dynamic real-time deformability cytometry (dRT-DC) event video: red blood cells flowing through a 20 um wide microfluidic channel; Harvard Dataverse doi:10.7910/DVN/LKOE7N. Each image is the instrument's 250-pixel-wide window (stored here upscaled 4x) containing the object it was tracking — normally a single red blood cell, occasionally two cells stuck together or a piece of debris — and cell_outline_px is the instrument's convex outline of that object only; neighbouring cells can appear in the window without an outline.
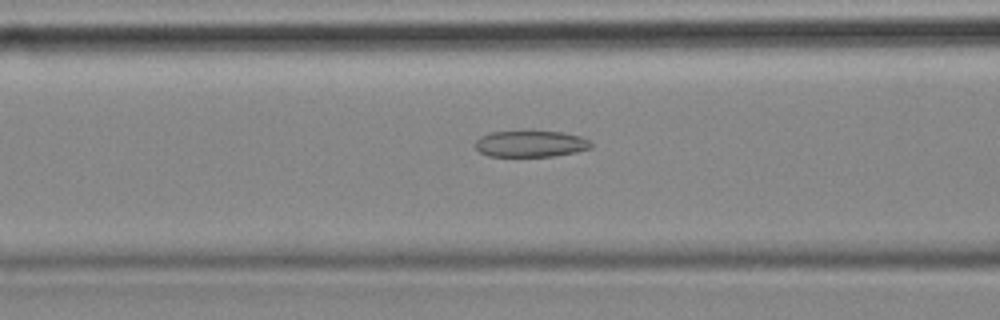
{"species": "common noctule bat (a hibernating species)", "species_latin": "Nyctalus noctula", "temperature_condition": "cold", "stored_images_in_passage": 56, "camera_frame_rate_fps": 3000, "um_per_image_px": 0.085, "animal": {"sex": "female", "body_mass_g": 18.4}, "frame": {"image": 1, "passage_image": 22, "time_ms": 7.0, "image_size_px": [1000, 320], "cell_outline_px": [[592, 148], [576, 152], [552, 156], [488, 156], [480, 152], [476, 148], [476, 140], [480, 136], [492, 132], [564, 132], [580, 136], [588, 140], [592, 144]], "centroid_in_image_um": [45.12, 12.23], "position_along_channel_um": 121.5, "area_um2": 17.57}}
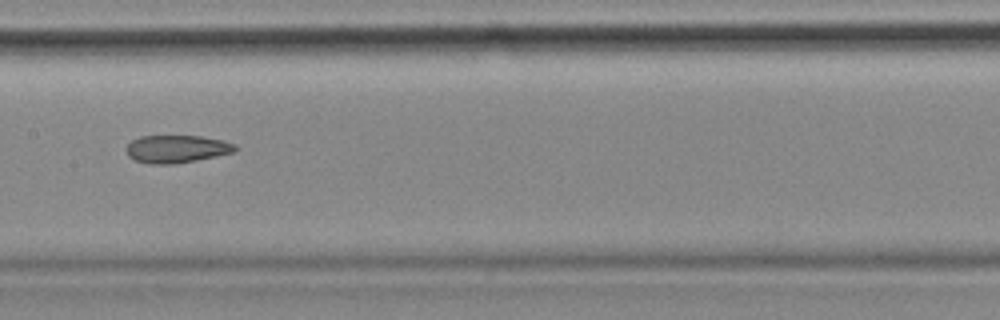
{"frame": {"image": 2, "passage_image": 28, "time_ms": 9.0, "image_size_px": [1000, 320], "cell_outline_px": [[236, 148], [232, 152], [216, 156], [196, 160], [172, 164], [152, 164], [136, 160], [128, 156], [124, 148], [132, 140], [140, 136], [200, 136], [224, 140], [236, 144]], "centroid_in_image_um": [14.99, 12.65], "position_along_channel_um": 192.4, "area_um2": 17.51}}
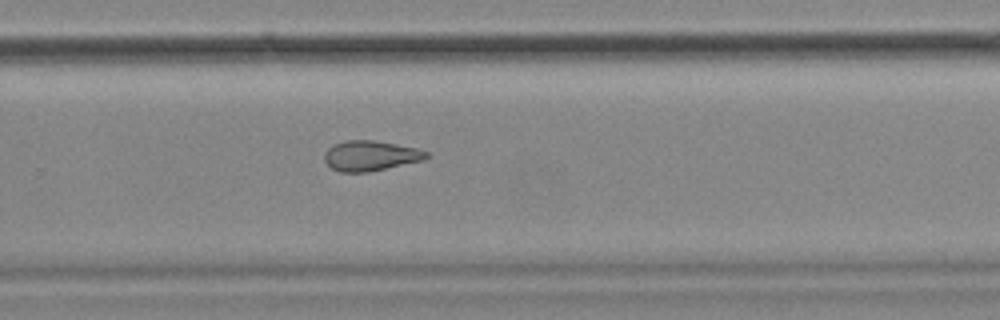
{"frame": {"image": 3, "passage_image": 37, "time_ms": 12.0, "image_size_px": [1000, 320], "cell_outline_px": [[428, 156], [424, 160], [368, 172], [340, 172], [332, 168], [324, 160], [324, 152], [332, 144], [344, 140], [372, 140], [396, 144], [416, 148], [428, 152]], "centroid_in_image_um": [31.46, 13.23], "position_along_channel_um": 298.3, "area_um2": 17.92}, "authors_computed_cell_mechanics": {"area_um2": 19.8832, "velocity_mm_per_s": 3.5478, "shape_relaxation_time_tau1_ms": null, "shape_relaxation_time_tau2_ms": 6.9689, "deformation_change_tau1": null, "deformation_change_tau2": 0.168}}